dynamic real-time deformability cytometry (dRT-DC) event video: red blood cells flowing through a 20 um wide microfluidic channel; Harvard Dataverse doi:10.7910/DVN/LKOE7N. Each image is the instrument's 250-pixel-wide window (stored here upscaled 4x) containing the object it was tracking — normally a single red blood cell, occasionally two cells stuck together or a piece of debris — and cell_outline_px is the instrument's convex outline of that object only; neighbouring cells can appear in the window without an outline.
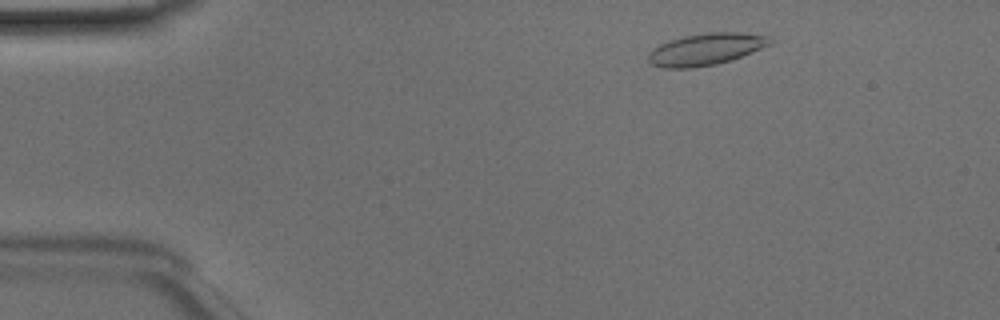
{"species": "Egyptian fruit bat (a non-hibernating species)", "species_latin": "Rousettus aegyptiacus", "temperature_condition": "room temperature", "stored_images_in_passage": 47, "camera_frame_rate_fps": 3000, "um_per_image_px": 0.085, "animal": {"sex": "male"}, "frame": {"image": 1, "passage_image": 5, "time_ms": 1.333, "image_size_px": [1000, 320], "cell_outline_px": [[772, 44], [740, 56], [716, 64], [692, 68], [660, 68], [652, 64], [648, 60], [648, 52], [660, 44], [668, 40], [684, 36], [704, 32], [740, 32], [772, 36]], "centroid_in_image_um": [59.98, 4.17], "position_along_channel_um": 25.0, "area_um2": 22.66}}
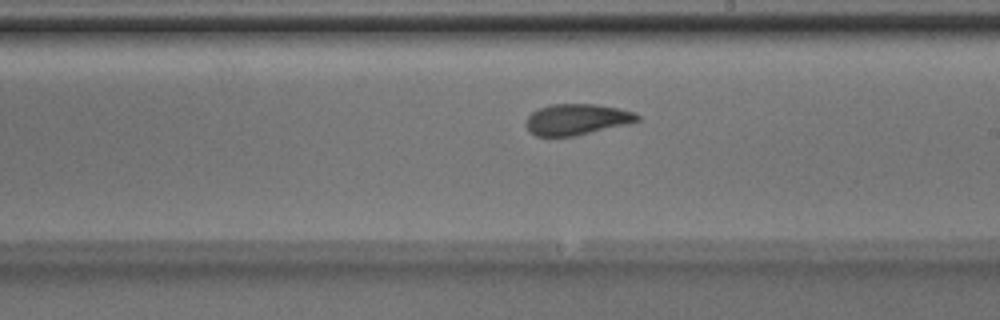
{"frame": {"image": 2, "passage_image": 26, "time_ms": 8.333, "image_size_px": [1000, 320], "cell_outline_px": [[640, 120], [636, 124], [572, 136], [536, 136], [528, 132], [524, 124], [528, 116], [532, 112], [548, 104], [596, 104], [620, 108], [636, 112], [640, 116]], "centroid_in_image_um": [49.09, 10.15], "position_along_channel_um": 239.9, "area_um2": 20.75}}
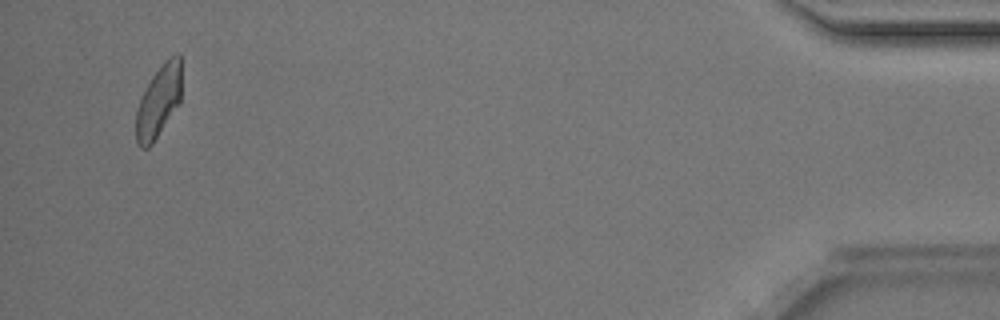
{"frame": {"image": 3, "passage_image": 45, "time_ms": 14.667, "image_size_px": [1000, 320], "cell_outline_px": [[180, 104], [152, 144], [148, 148], [140, 148], [136, 140], [136, 112], [140, 100], [152, 76], [164, 60], [176, 52], [180, 52]], "centroid_in_image_um": [13.49, 8.61], "position_along_channel_um": 421.7, "area_um2": 19.07}, "authors_computed_cell_mechanics": {"area_um2": 20.3456, "velocity_mm_per_s": 4.1132, "shape_relaxation_time_tau1_ms": 5.392, "shape_relaxation_time_tau2_ms": 1.2407, "deformation_change_tau1": 0.1879, "deformation_change_tau2": 0.0858}}